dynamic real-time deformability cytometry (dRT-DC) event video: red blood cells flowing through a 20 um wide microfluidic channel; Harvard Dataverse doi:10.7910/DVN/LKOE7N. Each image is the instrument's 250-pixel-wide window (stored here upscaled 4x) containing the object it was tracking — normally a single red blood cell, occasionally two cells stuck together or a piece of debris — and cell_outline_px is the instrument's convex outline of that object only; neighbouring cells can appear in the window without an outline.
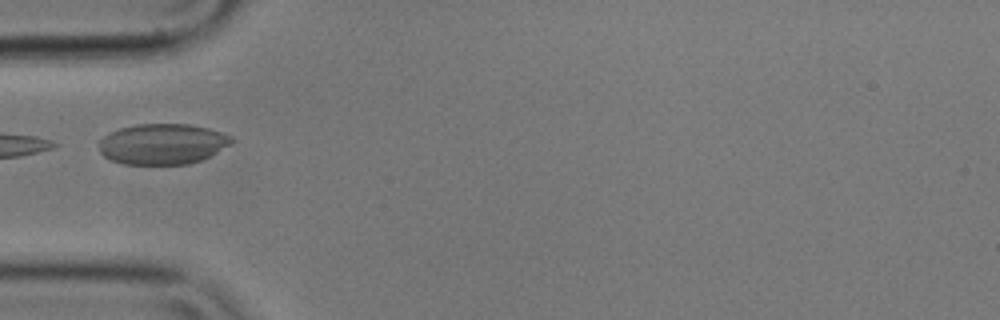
{"species": "common noctule bat (a hibernating species)", "species_latin": "Nyctalus noctula", "temperature_condition": "cold", "stored_images_in_passage": 10, "camera_frame_rate_fps": 3000, "um_per_image_px": 0.085, "animal": {"sex": "male", "body_mass_g": 17.9}, "frame": {"image": 1, "passage_image": 4, "time_ms": 1.0, "image_size_px": [1000, 320], "cell_outline_px": [[236, 140], [232, 144], [200, 160], [188, 164], [124, 164], [112, 160], [104, 156], [100, 152], [100, 140], [108, 132], [120, 128], [136, 124], [192, 124], [208, 128], [232, 136]], "centroid_in_image_um": [13.83, 12.23], "position_along_channel_um": 71.2, "area_um2": 31.44}}
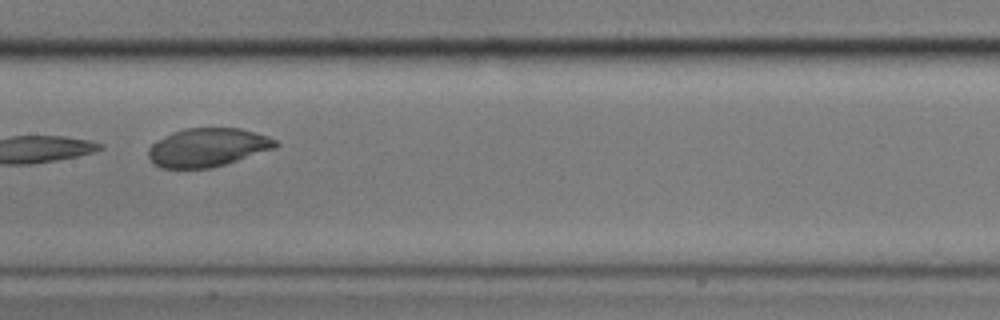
{"frame": {"image": 2, "passage_image": 7, "time_ms": 2.0, "image_size_px": [1000, 320], "cell_outline_px": [[280, 144], [276, 148], [212, 168], [160, 168], [152, 164], [148, 156], [148, 148], [152, 144], [172, 132], [184, 128], [240, 128], [256, 132], [268, 136], [276, 140]], "centroid_in_image_um": [17.65, 12.53], "position_along_channel_um": 189.8, "area_um2": 28.67}}
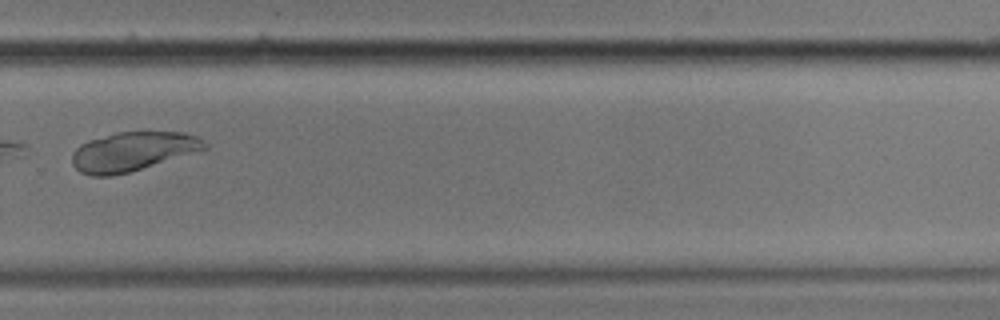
{"frame": {"image": 3, "passage_image": 10, "time_ms": 3.0, "image_size_px": [1000, 320], "cell_outline_px": [[208, 148], [128, 172], [112, 176], [92, 176], [80, 172], [72, 164], [72, 152], [80, 144], [88, 140], [116, 132], [184, 132], [196, 136], [204, 140], [208, 144]], "centroid_in_image_um": [11.25, 12.87], "position_along_channel_um": 318.6, "area_um2": 30.0}}